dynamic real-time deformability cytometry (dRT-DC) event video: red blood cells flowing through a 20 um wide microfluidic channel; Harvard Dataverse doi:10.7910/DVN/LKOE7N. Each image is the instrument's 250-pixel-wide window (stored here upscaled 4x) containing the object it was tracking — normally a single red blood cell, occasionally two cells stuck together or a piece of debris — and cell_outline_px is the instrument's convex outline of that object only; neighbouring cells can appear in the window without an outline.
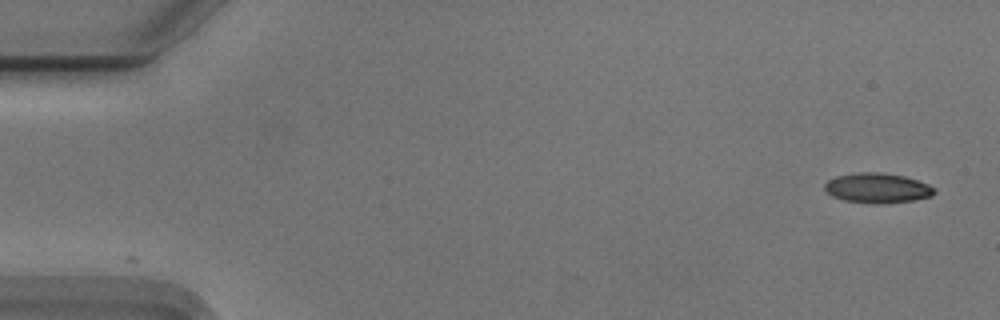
{"species": "Egyptian fruit bat (a non-hibernating species)", "species_latin": "Rousettus aegyptiacus", "temperature_condition": "cold", "stored_images_in_passage": 40, "camera_frame_rate_fps": 3000, "um_per_image_px": 0.085, "animal": {"sex": "male"}, "frame": {"image": 1, "passage_image": 1, "time_ms": 0.0, "image_size_px": [1000, 320], "cell_outline_px": [[936, 192], [932, 196], [912, 200], [880, 204], [872, 204], [844, 200], [832, 196], [824, 188], [824, 184], [828, 180], [836, 176], [856, 172], [880, 172], [904, 176], [928, 184], [936, 188]], "centroid_in_image_um": [74.58, 15.98], "position_along_channel_um": 10.4, "area_um2": 19.19}}
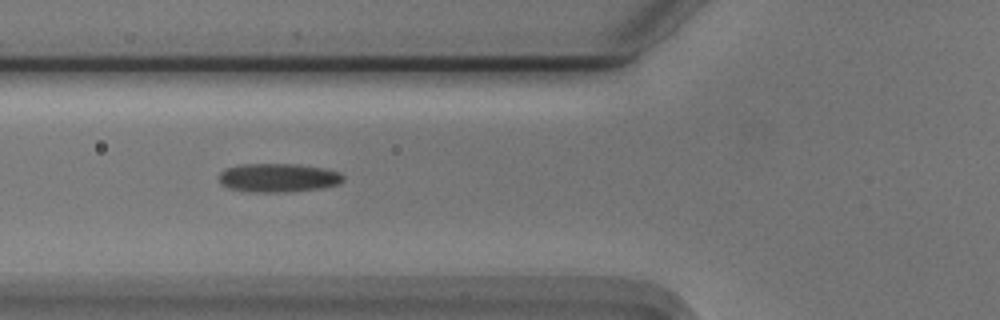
{"frame": {"image": 2, "passage_image": 19, "time_ms": 6.0, "image_size_px": [1000, 320], "cell_outline_px": [[344, 180], [340, 184], [320, 188], [288, 192], [248, 192], [228, 188], [220, 184], [220, 172], [224, 168], [240, 164], [296, 164], [324, 168], [340, 172], [344, 176]], "centroid_in_image_um": [23.64, 15.11], "position_along_channel_um": 102.2, "area_um2": 21.04}}
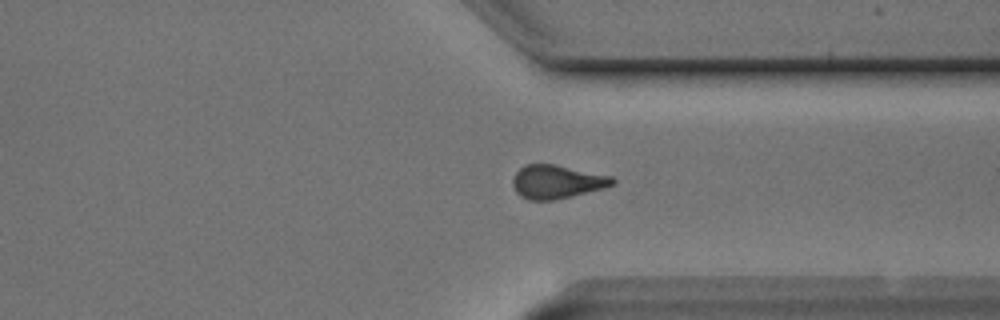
{"frame": {"image": 3, "passage_image": 40, "time_ms": 13.0, "image_size_px": [1000, 320], "cell_outline_px": [[616, 180], [612, 184], [604, 188], [556, 200], [528, 200], [520, 196], [516, 192], [512, 184], [512, 180], [516, 172], [520, 168], [528, 164], [556, 164], [612, 176]], "centroid_in_image_um": [47.32, 15.45], "position_along_channel_um": 364.1, "area_um2": 19.54}}